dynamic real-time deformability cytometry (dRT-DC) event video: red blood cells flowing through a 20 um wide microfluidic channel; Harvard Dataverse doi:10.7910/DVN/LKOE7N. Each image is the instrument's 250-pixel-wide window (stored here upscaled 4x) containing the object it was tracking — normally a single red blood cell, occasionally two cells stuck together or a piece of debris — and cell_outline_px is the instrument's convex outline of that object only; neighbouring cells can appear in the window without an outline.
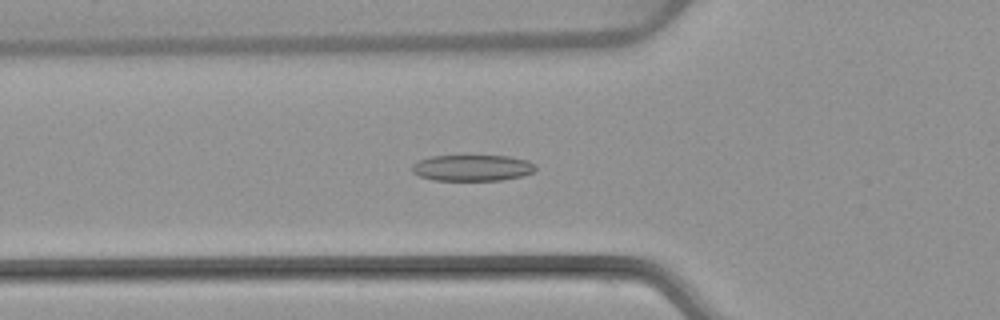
{"species": "common noctule bat (a hibernating species)", "species_latin": "Nyctalus noctula", "temperature_condition": "warm", "stored_images_in_passage": 51, "camera_frame_rate_fps": 3000, "um_per_image_px": 0.085, "animal": {"sex": "female", "body_mass_g": 22.7, "forearm_length_mm": 54.2}, "frame": {"image": 1, "passage_image": 17, "time_ms": 5.333, "image_size_px": [1000, 320], "cell_outline_px": [[536, 168], [532, 172], [520, 176], [500, 180], [436, 180], [420, 176], [412, 172], [412, 164], [420, 160], [432, 156], [508, 156], [528, 160], [536, 164]], "centroid_in_image_um": [40.16, 14.26], "position_along_channel_um": 85.6, "area_um2": 18.67}}
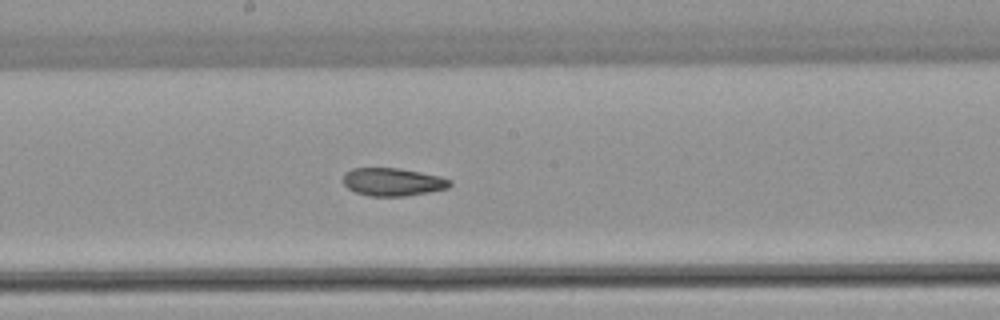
{"frame": {"image": 2, "passage_image": 27, "time_ms": 8.667, "image_size_px": [1000, 320], "cell_outline_px": [[452, 184], [448, 188], [428, 192], [404, 196], [368, 196], [356, 192], [348, 188], [344, 184], [344, 172], [352, 168], [400, 168], [440, 176], [452, 180]], "centroid_in_image_um": [33.39, 15.46], "position_along_channel_um": 214.8, "area_um2": 17.4}}
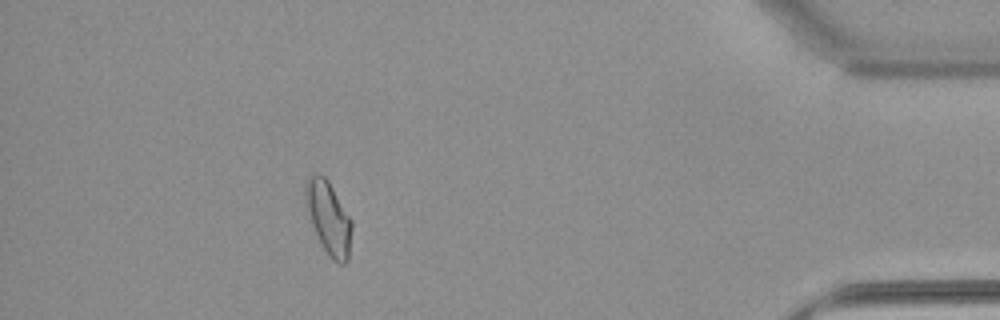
{"frame": {"image": 3, "passage_image": 46, "time_ms": 15.0, "image_size_px": [1000, 320], "cell_outline_px": [[352, 228], [348, 260], [344, 264], [340, 264], [332, 260], [328, 256], [312, 224], [308, 208], [304, 188], [304, 184], [308, 176], [316, 172], [324, 176], [328, 180], [352, 220]], "centroid_in_image_um": [27.95, 18.5], "position_along_channel_um": 407.3, "area_um2": 19.42}, "authors_computed_cell_mechanics": {"area_um2": 18.6694, "velocity_mm_per_s": 3.8605, "shape_relaxation_time_tau1_ms": null, "shape_relaxation_time_tau2_ms": 3.6498, "deformation_change_tau1": null, "deformation_change_tau2": 0.1044}}